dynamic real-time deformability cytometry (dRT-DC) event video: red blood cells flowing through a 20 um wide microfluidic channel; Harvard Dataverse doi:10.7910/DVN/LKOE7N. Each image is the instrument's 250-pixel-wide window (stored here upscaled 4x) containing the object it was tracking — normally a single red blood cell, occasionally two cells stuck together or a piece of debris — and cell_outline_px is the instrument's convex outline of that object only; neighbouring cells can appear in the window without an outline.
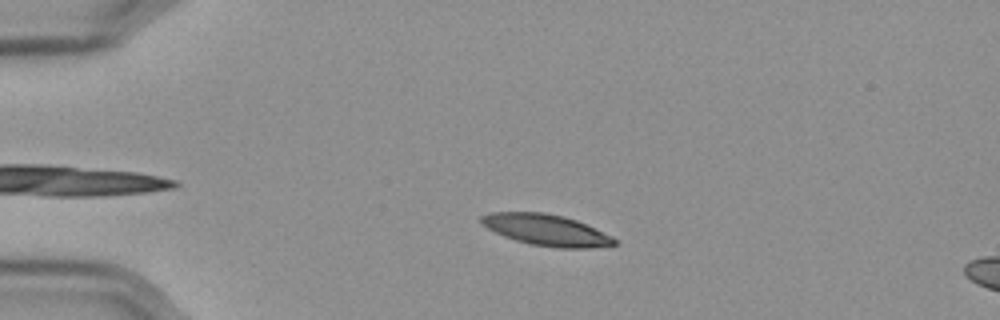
{"species": "Egyptian fruit bat (a non-hibernating species)", "species_latin": "Rousettus aegyptiacus", "temperature_condition": "cold", "stored_images_in_passage": 49, "camera_frame_rate_fps": 3000, "um_per_image_px": 0.085, "frame": {"image": 1, "passage_image": 11, "time_ms": 3.333, "image_size_px": [1000, 320], "cell_outline_px": [[616, 244], [588, 248], [556, 248], [528, 244], [504, 236], [480, 224], [480, 216], [492, 212], [544, 212], [564, 216], [576, 220], [612, 236], [616, 240]], "centroid_in_image_um": [46.4, 19.54], "position_along_channel_um": 38.6, "area_um2": 24.16}}
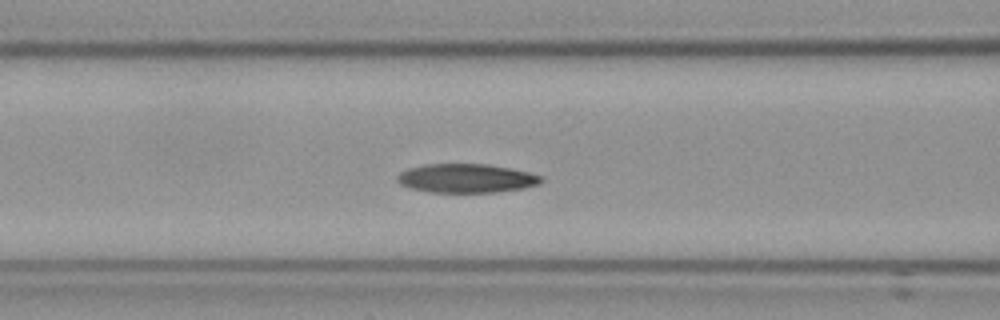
{"frame": {"image": 2, "passage_image": 22, "time_ms": 7.0, "image_size_px": [1000, 320], "cell_outline_px": [[544, 180], [540, 184], [524, 188], [496, 192], [428, 192], [408, 188], [400, 184], [396, 180], [396, 176], [400, 172], [408, 168], [424, 164], [484, 164], [508, 168], [528, 172], [540, 176]], "centroid_in_image_um": [39.59, 15.16], "position_along_channel_um": 127.0, "area_um2": 24.28}}
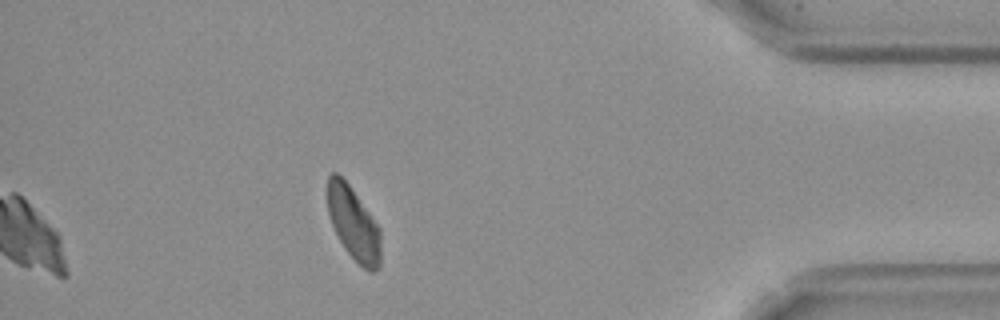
{"frame": {"image": 3, "passage_image": 49, "time_ms": 16.0, "image_size_px": [1000, 320], "cell_outline_px": [[380, 268], [376, 272], [368, 272], [344, 248], [332, 224], [328, 212], [328, 176], [332, 172], [336, 172], [348, 184], [380, 228]], "centroid_in_image_um": [30.06, 19.04], "position_along_channel_um": 405.1, "area_um2": 22.31}, "authors_computed_cell_mechanics": {"area_um2": 24.3916, "velocity_mm_per_s": 3.5368, "shape_relaxation_time_tau1_ms": 7.8003, "shape_relaxation_time_tau2_ms": 7.6746, "deformation_change_tau1": 0.1796, "deformation_change_tau2": 0.0971}}